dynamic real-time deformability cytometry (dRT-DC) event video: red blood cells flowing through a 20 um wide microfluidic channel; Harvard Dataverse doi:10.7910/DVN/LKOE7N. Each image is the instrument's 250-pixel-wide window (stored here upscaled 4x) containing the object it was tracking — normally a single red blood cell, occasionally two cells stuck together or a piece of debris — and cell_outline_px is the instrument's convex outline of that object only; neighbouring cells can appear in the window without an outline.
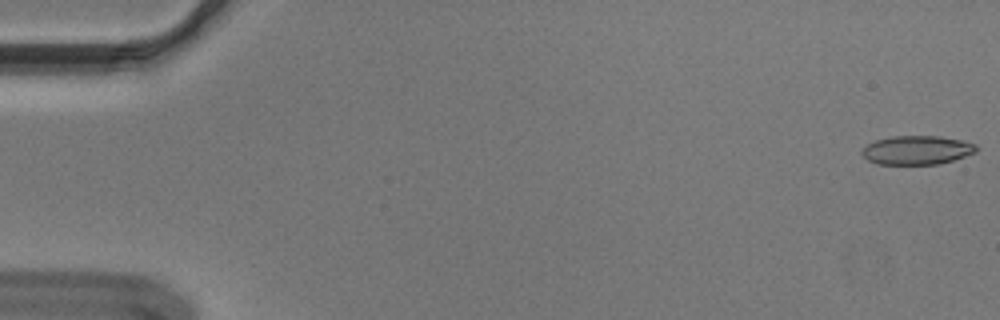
{"species": "Egyptian fruit bat (a non-hibernating species)", "species_latin": "Rousettus aegyptiacus", "temperature_condition": "cold", "stored_images_in_passage": 55, "camera_frame_rate_fps": 3000, "um_per_image_px": 0.085, "animal": {"sex": "male"}, "frame": {"image": 1, "passage_image": 1, "time_ms": 0.0, "image_size_px": [1000, 320], "cell_outline_px": [[980, 148], [976, 152], [940, 164], [876, 164], [868, 160], [860, 152], [868, 144], [876, 140], [892, 136], [940, 136], [960, 140], [976, 144]], "centroid_in_image_um": [77.95, 12.76], "position_along_channel_um": 7.0, "area_um2": 19.19}}
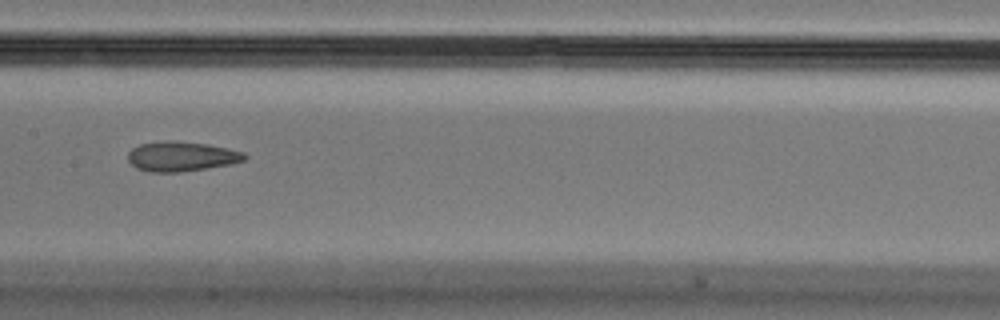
{"frame": {"image": 2, "passage_image": 28, "time_ms": 9.0, "image_size_px": [1000, 320], "cell_outline_px": [[248, 156], [244, 160], [232, 164], [180, 172], [148, 172], [136, 168], [128, 160], [128, 152], [132, 148], [140, 144], [164, 140], [176, 140], [208, 144], [228, 148], [244, 152]], "centroid_in_image_um": [15.42, 13.28], "position_along_channel_um": 192.0, "area_um2": 20.46}}
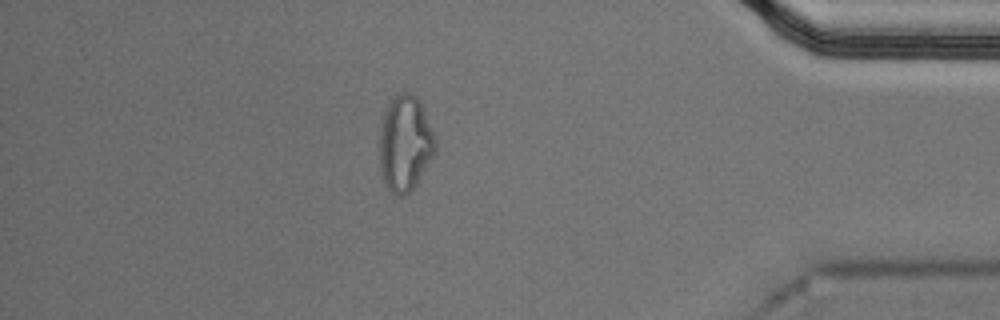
{"frame": {"image": 3, "passage_image": 48, "time_ms": 15.667, "image_size_px": [1000, 320], "cell_outline_px": [[436, 152], [416, 184], [404, 196], [396, 196], [388, 188], [384, 180], [380, 168], [380, 132], [384, 112], [388, 104], [396, 92], [412, 92], [416, 96], [424, 112], [436, 140]], "centroid_in_image_um": [34.43, 12.18], "position_along_channel_um": 400.8, "area_um2": 30.92}, "authors_computed_cell_mechanics": {"area_um2": 20.7502, "velocity_mm_per_s": 3.6638, "shape_relaxation_time_tau1_ms": null, "shape_relaxation_time_tau2_ms": 2.5588, "deformation_change_tau1": null, "deformation_change_tau2": 0.1029}}